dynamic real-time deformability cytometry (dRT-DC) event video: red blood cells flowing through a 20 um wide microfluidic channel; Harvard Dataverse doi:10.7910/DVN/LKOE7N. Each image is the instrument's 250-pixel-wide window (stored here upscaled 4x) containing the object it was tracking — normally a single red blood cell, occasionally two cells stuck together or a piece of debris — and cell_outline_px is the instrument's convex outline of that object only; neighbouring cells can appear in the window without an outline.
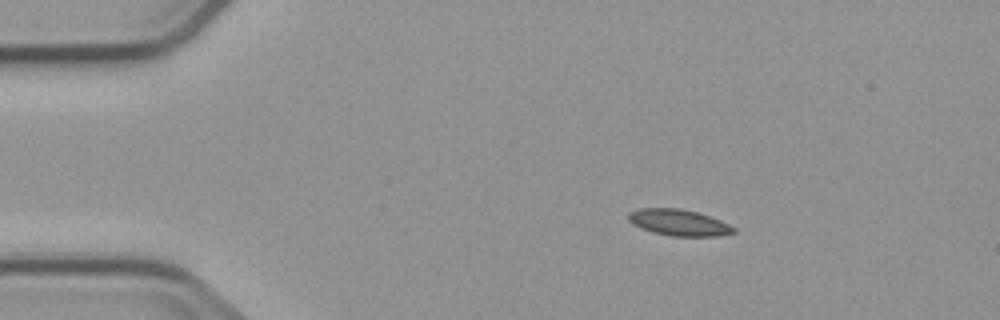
{"species": "common noctule bat (a hibernating species)", "species_latin": "Nyctalus noctula", "temperature_condition": "cold", "stored_images_in_passage": 3, "camera_frame_rate_fps": 3000, "um_per_image_px": 0.085, "animal": {"sex": "male", "body_mass_g": 23.1, "forearm_length_mm": 52.7}, "frame": {"image": 1, "passage_image": 1, "time_ms": 0.0, "image_size_px": [1000, 320], "cell_outline_px": [[736, 232], [716, 236], [672, 236], [652, 232], [640, 228], [632, 224], [628, 220], [628, 212], [640, 208], [680, 208], [696, 212], [720, 220], [736, 228]], "centroid_in_image_um": [57.66, 18.91], "position_along_channel_um": 27.3, "area_um2": 16.13}}